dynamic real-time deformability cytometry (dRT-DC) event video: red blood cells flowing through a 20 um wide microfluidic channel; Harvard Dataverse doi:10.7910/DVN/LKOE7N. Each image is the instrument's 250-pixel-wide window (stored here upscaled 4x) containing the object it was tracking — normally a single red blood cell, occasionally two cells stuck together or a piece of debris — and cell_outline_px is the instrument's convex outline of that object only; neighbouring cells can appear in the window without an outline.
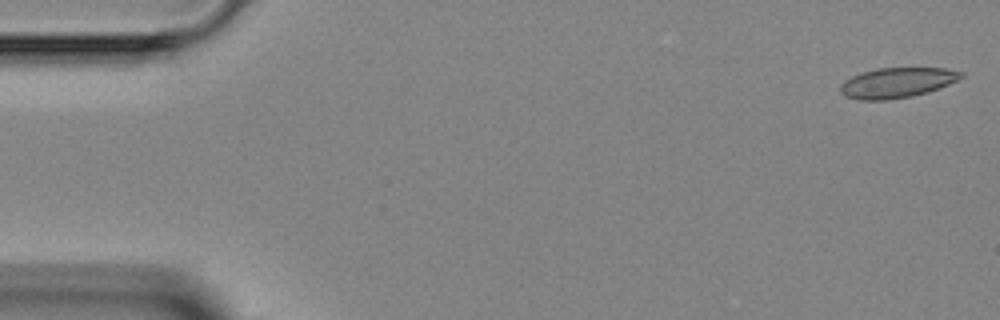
{"species": "Egyptian fruit bat (a non-hibernating species)", "species_latin": "Rousettus aegyptiacus", "temperature_condition": "room temperature", "stored_images_in_passage": 14, "camera_frame_rate_fps": 3000, "um_per_image_px": 0.085, "animal": {"sex": "female"}, "frame": {"image": 1, "passage_image": 1, "time_ms": 0.0, "image_size_px": [1000, 320], "cell_outline_px": [[964, 76], [940, 88], [928, 92], [912, 96], [888, 100], [860, 100], [844, 96], [840, 92], [840, 84], [844, 80], [860, 72], [876, 68], [944, 68], [964, 72]], "centroid_in_image_um": [76.21, 7.03], "position_along_channel_um": 8.8, "area_um2": 21.39}}
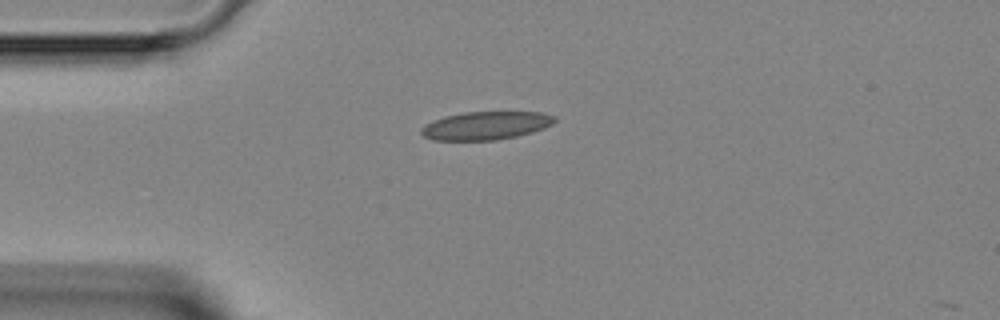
{"frame": {"image": 2, "passage_image": 11, "time_ms": 3.333, "image_size_px": [1000, 320], "cell_outline_px": [[556, 120], [552, 124], [544, 128], [532, 132], [516, 136], [496, 140], [432, 140], [424, 136], [420, 132], [420, 128], [424, 124], [432, 120], [444, 116], [464, 112], [540, 112], [556, 116]], "centroid_in_image_um": [41.26, 10.67], "position_along_channel_um": 43.7, "area_um2": 22.02}}